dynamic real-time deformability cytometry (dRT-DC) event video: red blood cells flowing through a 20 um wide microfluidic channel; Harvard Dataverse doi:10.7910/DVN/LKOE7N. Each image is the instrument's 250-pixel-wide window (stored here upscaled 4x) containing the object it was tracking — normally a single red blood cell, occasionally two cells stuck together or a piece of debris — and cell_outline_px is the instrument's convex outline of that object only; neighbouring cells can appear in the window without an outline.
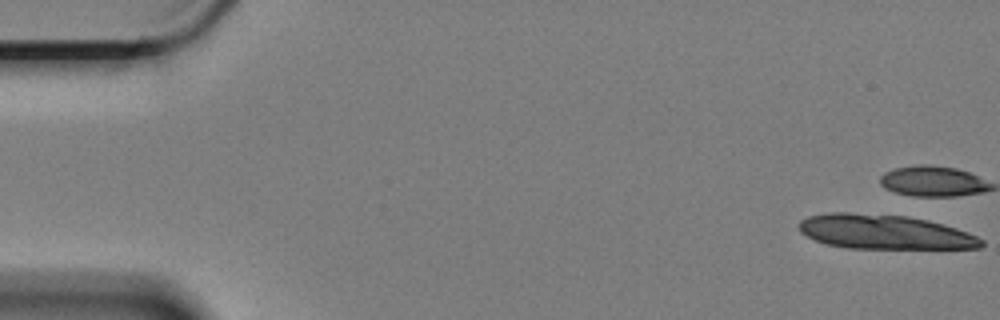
{"species": "Egyptian fruit bat (a non-hibernating species)", "species_latin": "Rousettus aegyptiacus", "temperature_condition": "cold", "stored_images_in_passage": 7, "camera_frame_rate_fps": 3000, "um_per_image_px": 0.085, "animal": {"sex": "female"}, "frame": {"image": 1, "passage_image": 1, "time_ms": 0.0, "image_size_px": [1000, 320], "cell_outline_px": [[984, 244], [980, 248], [848, 248], [828, 244], [816, 240], [800, 232], [800, 220], [808, 216], [828, 212], [848, 212], [908, 216], [928, 220], [944, 224], [968, 232], [984, 240]], "centroid_in_image_um": [75.2, 19.7], "position_along_channel_um": 9.8, "area_um2": 36.53}}